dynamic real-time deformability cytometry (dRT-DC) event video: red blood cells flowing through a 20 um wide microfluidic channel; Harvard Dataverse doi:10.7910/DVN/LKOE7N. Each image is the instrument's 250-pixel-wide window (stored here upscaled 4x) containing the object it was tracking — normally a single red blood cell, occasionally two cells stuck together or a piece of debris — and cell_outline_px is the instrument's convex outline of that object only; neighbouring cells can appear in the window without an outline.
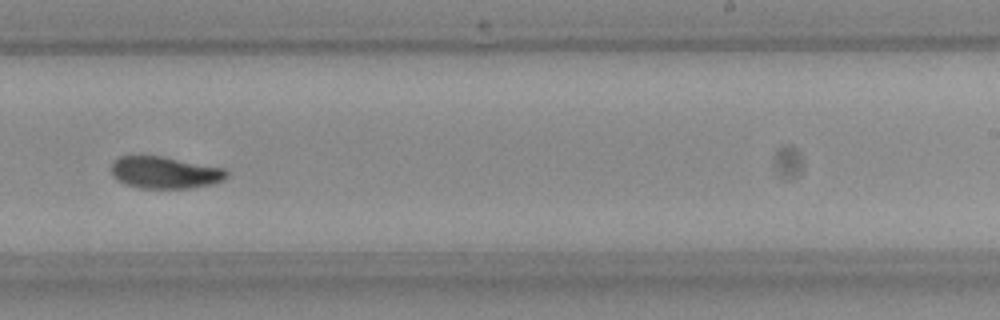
{"species": "Egyptian fruit bat (a non-hibernating species)", "species_latin": "Rousettus aegyptiacus", "temperature_condition": "room temperature", "stored_images_in_passage": 23, "camera_frame_rate_fps": 3000, "um_per_image_px": 0.085, "frame": {"image": 1, "passage_image": 17, "time_ms": 5.333, "image_size_px": [1000, 320], "cell_outline_px": [[228, 176], [224, 180], [212, 184], [188, 188], [140, 188], [128, 184], [112, 176], [112, 160], [120, 156], [160, 156], [224, 168], [228, 172]], "centroid_in_image_um": [14.03, 14.66], "position_along_channel_um": 275.0, "area_um2": 21.27}}